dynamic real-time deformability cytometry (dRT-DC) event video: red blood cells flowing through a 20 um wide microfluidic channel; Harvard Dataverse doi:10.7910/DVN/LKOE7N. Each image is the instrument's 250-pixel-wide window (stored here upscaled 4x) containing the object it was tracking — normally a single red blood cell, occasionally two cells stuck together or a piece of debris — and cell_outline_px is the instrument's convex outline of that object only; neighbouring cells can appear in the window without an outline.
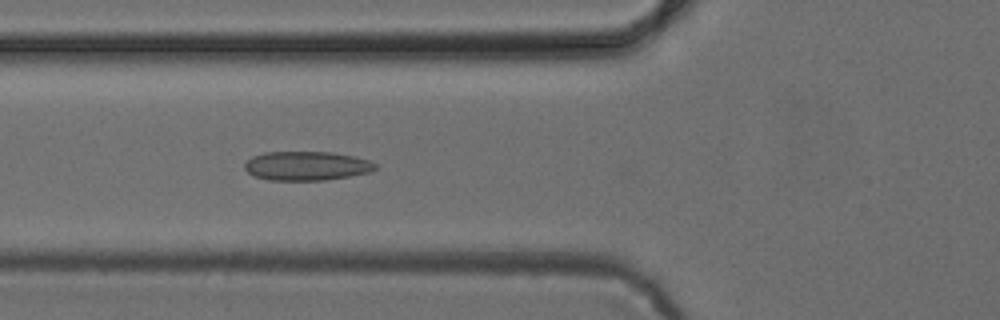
{"species": "common noctule bat (a hibernating species)", "species_latin": "Nyctalus noctula", "temperature_condition": "cold", "stored_images_in_passage": 6, "camera_frame_rate_fps": 3000, "um_per_image_px": 0.085, "animal": {"sex": "female", "body_mass_g": 24.6, "forearm_length_mm": 56.2}, "frame": {"image": 1, "passage_image": 6, "time_ms": 5.667, "image_size_px": [1000, 320], "cell_outline_px": [[380, 168], [368, 172], [348, 176], [324, 180], [268, 180], [256, 176], [248, 172], [244, 168], [244, 164], [252, 156], [264, 152], [332, 152], [356, 156], [380, 164]], "centroid_in_image_um": [26.1, 14.09], "position_along_channel_um": 99.7, "area_um2": 22.25}}